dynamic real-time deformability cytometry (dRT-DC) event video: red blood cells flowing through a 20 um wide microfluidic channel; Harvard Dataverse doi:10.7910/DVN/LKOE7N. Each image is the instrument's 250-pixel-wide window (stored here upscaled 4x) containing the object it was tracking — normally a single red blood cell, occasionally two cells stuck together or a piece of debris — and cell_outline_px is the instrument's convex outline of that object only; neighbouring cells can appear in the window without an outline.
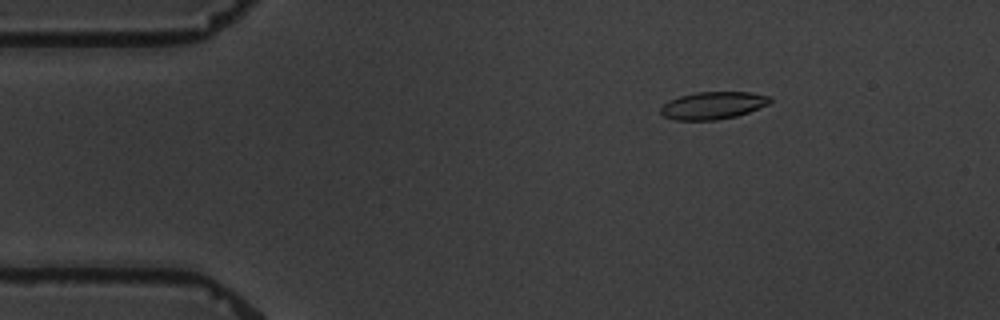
{"species": "common noctule bat (a hibernating species)", "species_latin": "Nyctalus noctula", "temperature_condition": "warm", "stored_images_in_passage": 3, "camera_frame_rate_fps": 3000, "um_per_image_px": 0.085, "animal": {"sex": "male", "body_mass_g": 19.5, "forearm_length_mm": 54.6}, "frame": {"image": 1, "passage_image": 1, "time_ms": 0.0, "image_size_px": [1000, 320], "cell_outline_px": [[772, 100], [768, 104], [748, 112], [736, 116], [716, 120], [676, 120], [664, 116], [660, 112], [660, 108], [668, 100], [680, 96], [696, 92], [748, 92], [768, 96]], "centroid_in_image_um": [60.57, 8.96], "position_along_channel_um": 24.4, "area_um2": 17.34}}